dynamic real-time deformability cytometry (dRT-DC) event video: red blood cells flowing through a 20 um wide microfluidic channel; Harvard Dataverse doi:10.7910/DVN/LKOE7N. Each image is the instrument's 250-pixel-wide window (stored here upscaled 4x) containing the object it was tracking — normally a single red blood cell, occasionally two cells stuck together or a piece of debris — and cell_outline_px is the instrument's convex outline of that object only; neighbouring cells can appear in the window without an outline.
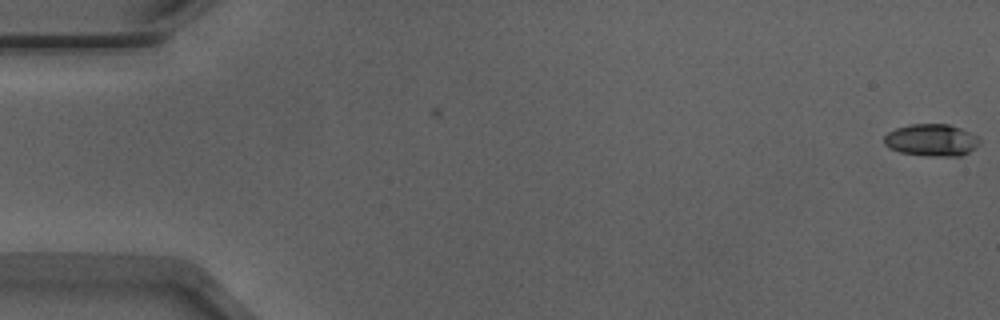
{"species": "Egyptian fruit bat (a non-hibernating species)", "species_latin": "Rousettus aegyptiacus", "temperature_condition": "warm", "stored_images_in_passage": 4, "camera_frame_rate_fps": 3000, "um_per_image_px": 0.085, "animal": {"sex": "male"}, "frame": {"image": 1, "passage_image": 4, "time_ms": 1.0, "image_size_px": [1000, 320], "cell_outline_px": [[980, 144], [968, 152], [960, 156], [928, 156], [900, 152], [888, 148], [884, 144], [884, 136], [888, 132], [896, 128], [908, 124], [948, 124], [960, 128], [976, 136], [980, 140]], "centroid_in_image_um": [79.15, 11.91], "position_along_channel_um": 5.9, "area_um2": 17.86}}